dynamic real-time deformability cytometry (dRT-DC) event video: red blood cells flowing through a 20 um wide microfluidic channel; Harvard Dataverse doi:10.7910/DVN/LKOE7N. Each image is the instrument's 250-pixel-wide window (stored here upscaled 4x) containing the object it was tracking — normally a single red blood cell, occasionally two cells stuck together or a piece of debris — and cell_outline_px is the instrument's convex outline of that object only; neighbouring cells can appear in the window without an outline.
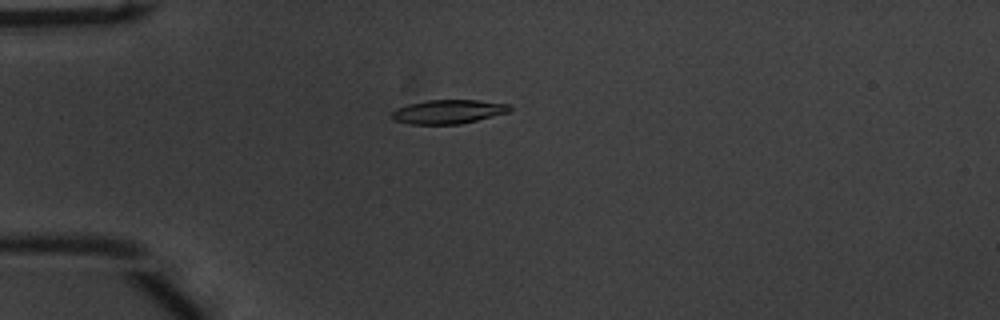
{"species": "common noctule bat (a hibernating species)", "species_latin": "Nyctalus noctula", "temperature_condition": "warm", "stored_images_in_passage": 50, "camera_frame_rate_fps": 3000, "um_per_image_px": 0.085, "animal": {"sex": "male", "body_mass_g": 20.1, "forearm_length_mm": 53.5}, "frame": {"image": 1, "passage_image": 11, "time_ms": 3.333, "image_size_px": [1000, 320], "cell_outline_px": [[512, 108], [508, 112], [460, 124], [408, 124], [392, 120], [392, 112], [396, 108], [408, 104], [428, 100], [480, 100], [512, 104]], "centroid_in_image_um": [38.1, 9.49], "position_along_channel_um": 46.9, "area_um2": 16.53}}
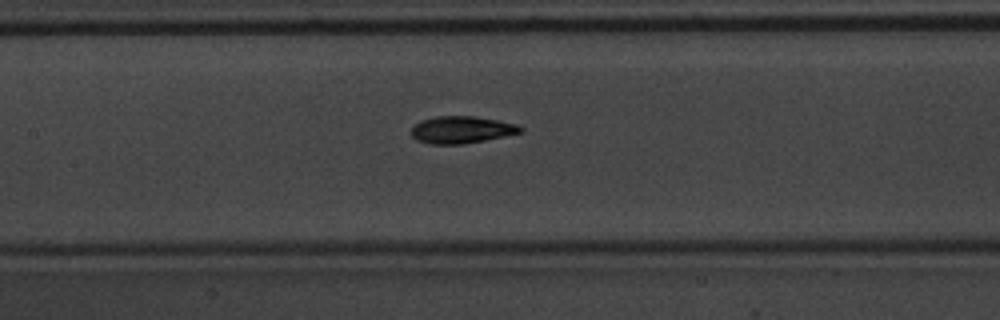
{"frame": {"image": 2, "passage_image": 22, "time_ms": 7.0, "image_size_px": [1000, 320], "cell_outline_px": [[524, 132], [464, 144], [432, 144], [416, 140], [412, 136], [412, 128], [420, 120], [436, 116], [476, 116], [516, 124], [524, 128]], "centroid_in_image_um": [39.24, 11.02], "position_along_channel_um": 168.2, "area_um2": 17.22}}
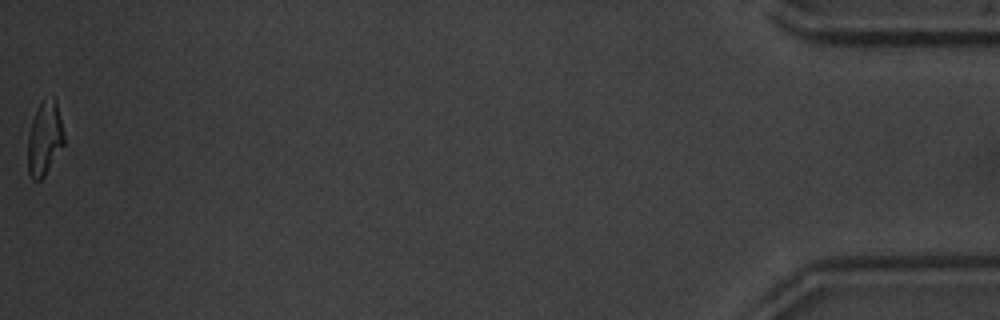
{"frame": {"image": 3, "passage_image": 50, "time_ms": 16.333, "image_size_px": [1000, 320], "cell_outline_px": [[64, 144], [44, 176], [40, 180], [32, 180], [28, 172], [28, 136], [32, 120], [36, 108], [40, 100], [56, 100], [64, 136]], "centroid_in_image_um": [3.77, 11.79], "position_along_channel_um": 431.4, "area_um2": 15.37}, "authors_computed_cell_mechanics": {"area_um2": 16.7331, "velocity_mm_per_s": 3.8158, "shape_relaxation_time_tau1_ms": 3.4119, "shape_relaxation_time_tau2_ms": 2.4207, "deformation_change_tau1": 0.1622, "deformation_change_tau2": 0.0834}}